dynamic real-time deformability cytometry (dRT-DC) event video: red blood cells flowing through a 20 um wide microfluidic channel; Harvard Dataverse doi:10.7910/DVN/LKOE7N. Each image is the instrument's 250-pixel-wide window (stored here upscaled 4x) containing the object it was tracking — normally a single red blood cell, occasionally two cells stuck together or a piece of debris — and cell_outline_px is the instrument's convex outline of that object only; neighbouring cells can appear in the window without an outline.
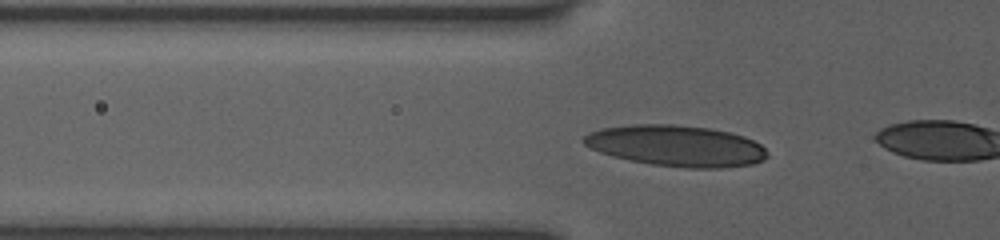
{"species": "human", "species_latin": "Homo sapiens", "temperature_condition": "room temperature", "stored_images_in_passage": 17, "camera_frame_rate_fps": 3000, "um_per_image_px": 0.085, "donor": {"sex": "female"}, "frame": {"image": 1, "passage_image": 15, "time_ms": 4.667, "image_size_px": [1000, 240], "cell_outline_px": [[768, 156], [764, 160], [752, 164], [724, 168], [688, 168], [652, 164], [612, 156], [600, 152], [584, 144], [580, 140], [588, 132], [604, 128], [632, 124], [672, 124], [708, 128], [728, 132], [744, 136], [760, 144], [768, 152]], "centroid_in_image_um": [57.49, 12.39], "position_along_channel_um": 68.3, "area_um2": 43.87}}